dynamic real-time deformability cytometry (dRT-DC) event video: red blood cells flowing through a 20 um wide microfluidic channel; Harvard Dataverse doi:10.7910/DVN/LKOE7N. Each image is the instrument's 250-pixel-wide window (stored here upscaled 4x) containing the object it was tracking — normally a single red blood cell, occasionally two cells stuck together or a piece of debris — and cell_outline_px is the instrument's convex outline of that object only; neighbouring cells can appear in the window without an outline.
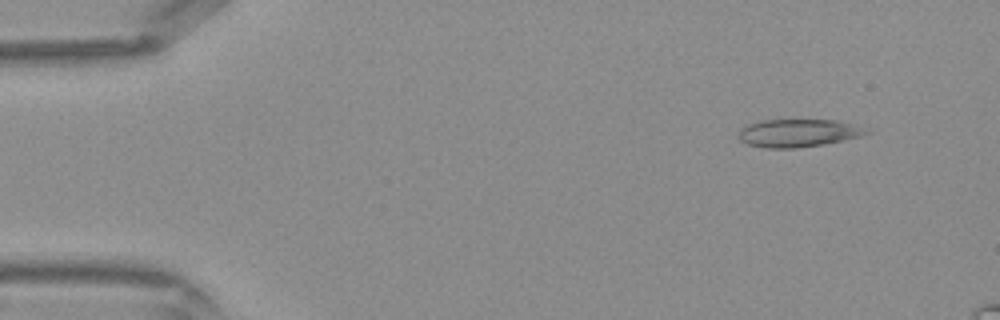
{"species": "Egyptian fruit bat (a non-hibernating species)", "species_latin": "Rousettus aegyptiacus", "temperature_condition": "warm", "stored_images_in_passage": 11, "camera_frame_rate_fps": 3000, "um_per_image_px": 0.085, "frame": {"image": 1, "passage_image": 4, "time_ms": 1.0, "image_size_px": [1000, 320], "cell_outline_px": [[876, 128], [872, 132], [860, 136], [844, 140], [824, 144], [796, 148], [768, 148], [748, 144], [740, 140], [736, 136], [740, 128], [748, 124], [760, 120], [836, 120]], "centroid_in_image_um": [67.93, 11.29], "position_along_channel_um": 17.1, "area_um2": 21.21}}